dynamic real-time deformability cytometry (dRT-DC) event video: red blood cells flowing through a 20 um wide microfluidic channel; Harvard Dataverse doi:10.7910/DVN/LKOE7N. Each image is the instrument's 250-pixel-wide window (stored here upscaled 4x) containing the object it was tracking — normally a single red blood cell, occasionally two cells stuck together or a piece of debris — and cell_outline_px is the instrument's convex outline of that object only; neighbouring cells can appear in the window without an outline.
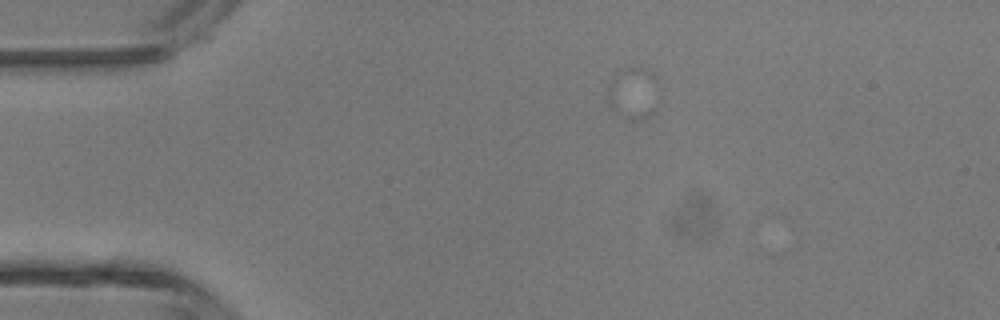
{"species": "common noctule bat (a hibernating species)", "species_latin": "Nyctalus noctula", "temperature_condition": "room temperature", "stored_images_in_passage": 1, "camera_frame_rate_fps": 3000, "um_per_image_px": 0.085, "animal": {"sex": "male", "body_mass_g": 13.3}, "frame": {"image": 1, "passage_image": 1, "time_ms": 0.0, "image_size_px": [1000, 320], "cell_outline_px": [[656, 112], [652, 116], [640, 120], [624, 120], [616, 112], [608, 100], [608, 84], [612, 76], [616, 72], [628, 68], [644, 68], [652, 72], [656, 76]], "centroid_in_image_um": [53.83, 7.95], "position_along_channel_um": 31.2, "area_um2": 15.66}}